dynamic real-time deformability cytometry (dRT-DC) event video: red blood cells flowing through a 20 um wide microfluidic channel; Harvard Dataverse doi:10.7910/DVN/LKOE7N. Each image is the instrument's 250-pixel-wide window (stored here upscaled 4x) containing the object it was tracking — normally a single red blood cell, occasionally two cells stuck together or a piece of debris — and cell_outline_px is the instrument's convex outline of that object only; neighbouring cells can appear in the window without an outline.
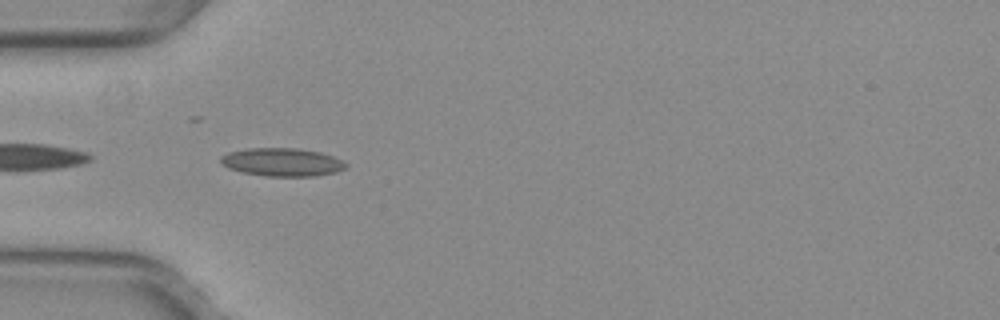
{"species": "common noctule bat (a hibernating species)", "species_latin": "Nyctalus noctula", "temperature_condition": "warm", "stored_images_in_passage": 25, "camera_frame_rate_fps": 3000, "um_per_image_px": 0.085, "animal": {"sex": "female", "body_mass_g": 29.2, "forearm_length_mm": 56.3}, "frame": {"image": 1, "passage_image": 2, "time_ms": 0.333, "image_size_px": [1000, 320], "cell_outline_px": [[348, 168], [336, 172], [312, 176], [264, 176], [240, 172], [228, 168], [220, 164], [220, 156], [228, 152], [248, 148], [296, 148], [320, 152], [332, 156], [348, 164]], "centroid_in_image_um": [23.94, 13.78], "position_along_channel_um": 61.1, "area_um2": 20.69}}
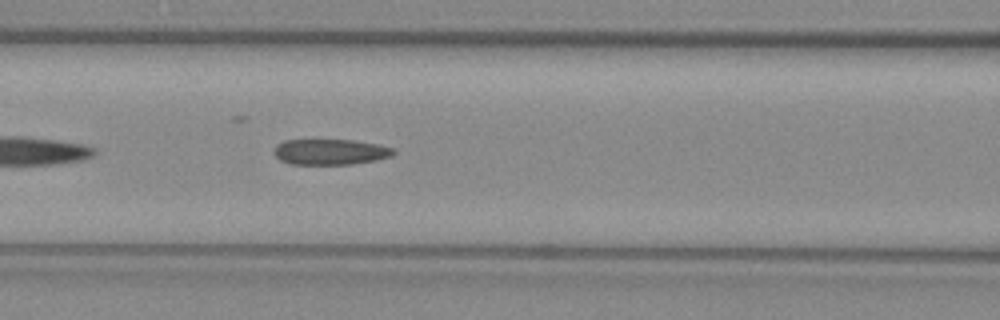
{"frame": {"image": 2, "passage_image": 8, "time_ms": 2.333, "image_size_px": [1000, 320], "cell_outline_px": [[396, 152], [392, 156], [376, 160], [352, 164], [288, 164], [280, 160], [276, 156], [276, 144], [284, 140], [352, 140], [376, 144], [392, 148]], "centroid_in_image_um": [28.08, 12.91], "position_along_channel_um": 138.5, "area_um2": 17.74}}
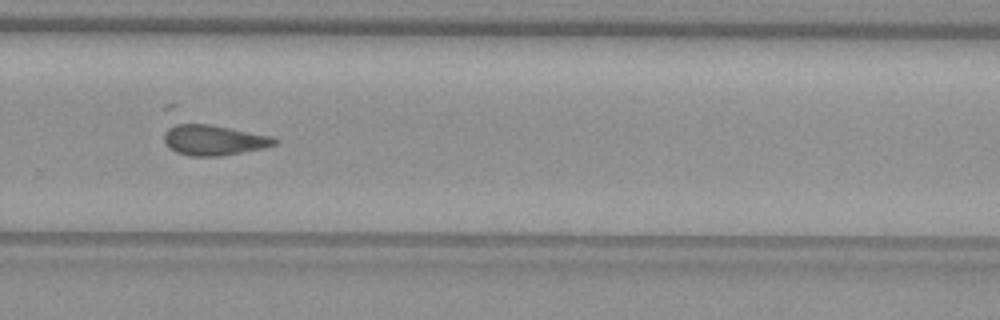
{"frame": {"image": 3, "passage_image": 21, "time_ms": 6.667, "image_size_px": [1000, 320], "cell_outline_px": [[276, 144], [264, 148], [216, 156], [188, 156], [176, 152], [164, 140], [164, 132], [176, 120], [180, 120], [208, 124], [272, 136], [276, 140]], "centroid_in_image_um": [18.07, 11.86], "position_along_channel_um": 311.7, "area_um2": 19.77}}